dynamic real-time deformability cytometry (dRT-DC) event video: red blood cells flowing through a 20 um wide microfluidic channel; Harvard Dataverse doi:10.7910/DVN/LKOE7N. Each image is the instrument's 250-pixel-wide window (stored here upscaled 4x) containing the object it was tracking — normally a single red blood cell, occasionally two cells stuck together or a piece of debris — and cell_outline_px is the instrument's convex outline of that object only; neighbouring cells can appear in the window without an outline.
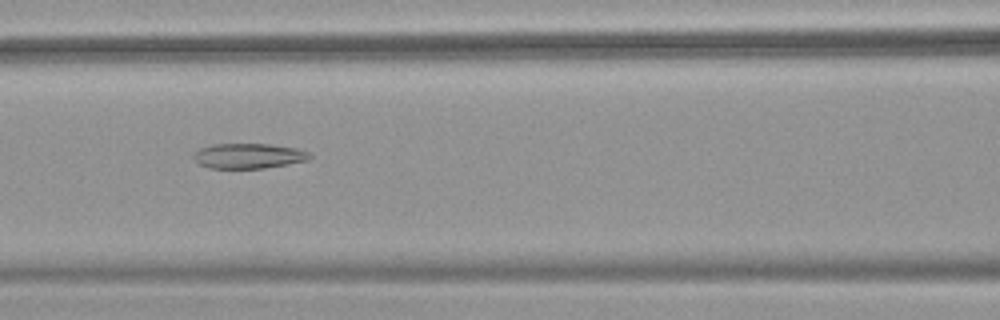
{"species": "common noctule bat (a hibernating species)", "species_latin": "Nyctalus noctula", "temperature_condition": "warm", "stored_images_in_passage": 52, "camera_frame_rate_fps": 3000, "um_per_image_px": 0.085, "animal": {"sex": "female", "body_mass_g": 18.4}, "frame": {"image": 1, "passage_image": 23, "time_ms": 7.333, "image_size_px": [1000, 320], "cell_outline_px": [[312, 156], [308, 160], [264, 168], [208, 168], [200, 164], [192, 156], [200, 148], [212, 144], [268, 144], [296, 148], [308, 152]], "centroid_in_image_um": [21.12, 13.25], "position_along_channel_um": 145.5, "area_um2": 16.82}}
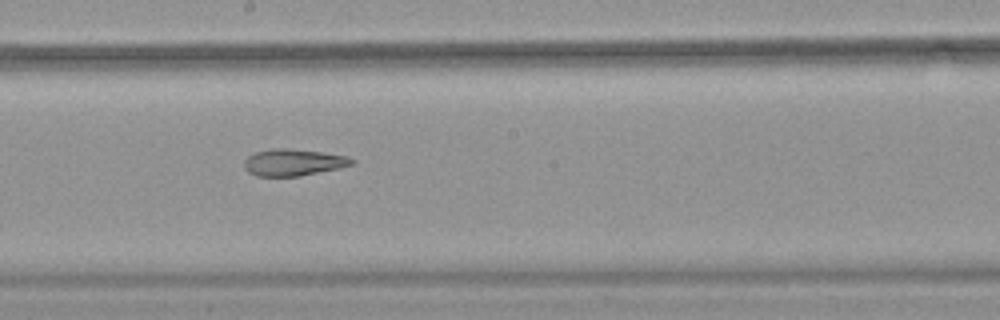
{"frame": {"image": 2, "passage_image": 29, "time_ms": 9.333, "image_size_px": [1000, 320], "cell_outline_px": [[356, 160], [352, 164], [336, 168], [300, 176], [256, 176], [248, 172], [244, 168], [244, 160], [248, 156], [256, 152], [272, 148], [288, 148], [320, 152], [348, 156]], "centroid_in_image_um": [24.89, 13.8], "position_along_channel_um": 223.3, "area_um2": 16.65}}
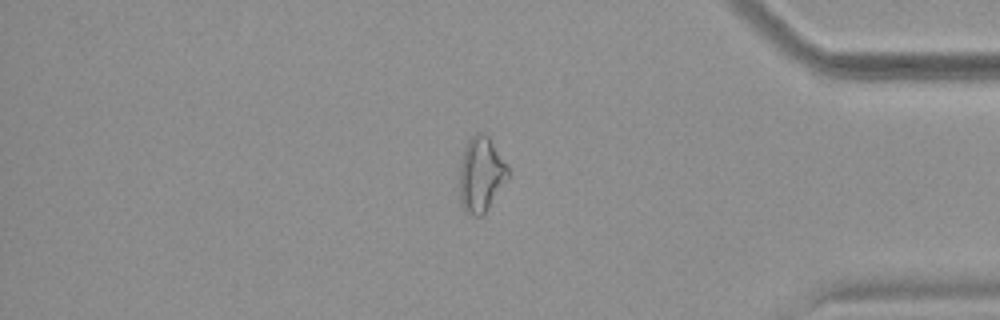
{"frame": {"image": 3, "passage_image": 44, "time_ms": 14.333, "image_size_px": [1000, 320], "cell_outline_px": [[508, 176], [488, 208], [480, 216], [472, 216], [464, 212], [460, 204], [460, 164], [464, 148], [468, 140], [476, 132], [484, 132], [488, 136], [508, 164]], "centroid_in_image_um": [40.87, 14.81], "position_along_channel_um": 394.3, "area_um2": 21.15}, "authors_computed_cell_mechanics": {"area_um2": 21.2126, "velocity_mm_per_s": 3.9196, "shape_relaxation_time_tau1_ms": null, "shape_relaxation_time_tau2_ms": 3.79, "deformation_change_tau1": null, "deformation_change_tau2": 0.1494}}